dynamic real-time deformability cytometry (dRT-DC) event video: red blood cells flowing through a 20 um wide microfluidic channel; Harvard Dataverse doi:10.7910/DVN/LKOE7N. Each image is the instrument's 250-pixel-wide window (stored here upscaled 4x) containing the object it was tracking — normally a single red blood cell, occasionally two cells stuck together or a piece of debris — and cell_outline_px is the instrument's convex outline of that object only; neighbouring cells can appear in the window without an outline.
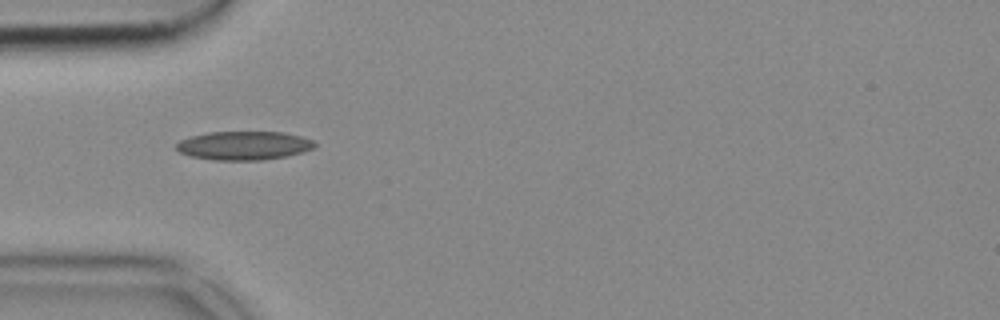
{"species": "common noctule bat (a hibernating species)", "species_latin": "Nyctalus noctula", "temperature_condition": "cold", "stored_images_in_passage": 23, "camera_frame_rate_fps": 3000, "um_per_image_px": 0.085, "animal": {"sex": "female", "body_mass_g": 18.4}, "frame": {"image": 1, "passage_image": 1, "time_ms": 0.0, "image_size_px": [1000, 320], "cell_outline_px": [[316, 144], [312, 148], [300, 152], [284, 156], [260, 160], [212, 160], [192, 156], [180, 152], [176, 148], [176, 144], [180, 140], [192, 136], [208, 132], [284, 132], [300, 136], [312, 140]], "centroid_in_image_um": [20.69, 12.37], "position_along_channel_um": 64.3, "area_um2": 22.83}}
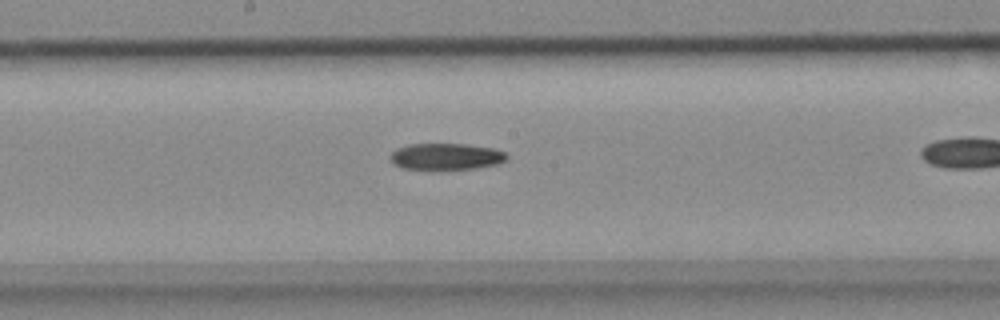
{"frame": {"image": 2, "passage_image": 9, "time_ms": 2.667, "image_size_px": [1000, 320], "cell_outline_px": [[508, 160], [500, 164], [476, 168], [440, 172], [432, 172], [404, 168], [392, 164], [388, 156], [396, 148], [408, 144], [464, 144], [492, 148], [504, 152], [508, 156]], "centroid_in_image_um": [37.87, 13.36], "position_along_channel_um": 210.3, "area_um2": 19.02}}
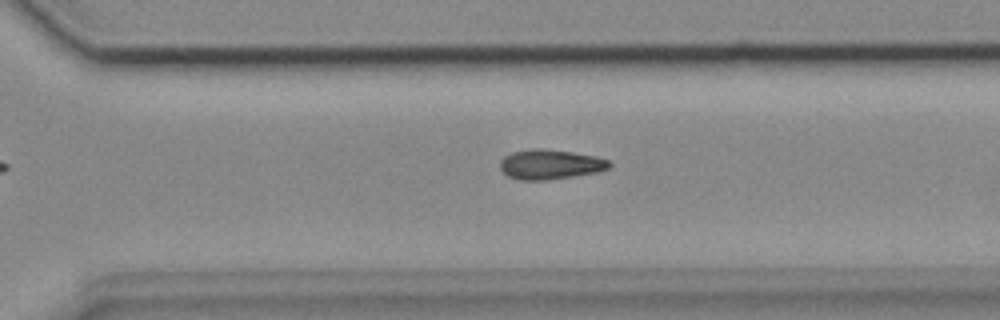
{"frame": {"image": 3, "passage_image": 18, "time_ms": 5.667, "image_size_px": [1000, 320], "cell_outline_px": [[612, 164], [608, 168], [600, 172], [548, 180], [520, 180], [508, 176], [500, 168], [500, 160], [504, 156], [512, 152], [532, 148], [540, 148], [572, 152], [596, 156], [608, 160]], "centroid_in_image_um": [46.77, 13.97], "position_along_channel_um": 323.8, "area_um2": 19.07}}